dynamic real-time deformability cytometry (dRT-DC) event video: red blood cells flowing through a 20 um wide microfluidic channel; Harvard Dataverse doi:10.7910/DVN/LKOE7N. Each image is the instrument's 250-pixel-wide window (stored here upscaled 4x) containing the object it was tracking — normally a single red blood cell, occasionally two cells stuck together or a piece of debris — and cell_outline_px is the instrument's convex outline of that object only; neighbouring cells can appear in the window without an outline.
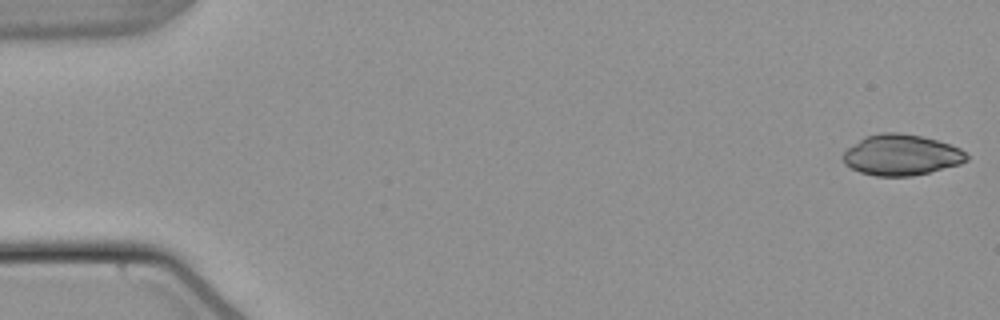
{"species": "common noctule bat (a hibernating species)", "species_latin": "Nyctalus noctula", "temperature_condition": "warm", "stored_images_in_passage": 14, "camera_frame_rate_fps": 3000, "um_per_image_px": 0.085, "animal": {"sex": "male", "body_mass_g": 21.5, "forearm_length_mm": 52.0}, "frame": {"image": 1, "passage_image": 1, "time_ms": 0.0, "image_size_px": [1000, 320], "cell_outline_px": [[968, 160], [960, 164], [912, 176], [876, 176], [860, 172], [844, 164], [844, 152], [848, 148], [864, 136], [880, 132], [900, 132], [924, 136], [960, 148], [968, 156]], "centroid_in_image_um": [76.6, 13.16], "position_along_channel_um": 8.4, "area_um2": 29.36}}